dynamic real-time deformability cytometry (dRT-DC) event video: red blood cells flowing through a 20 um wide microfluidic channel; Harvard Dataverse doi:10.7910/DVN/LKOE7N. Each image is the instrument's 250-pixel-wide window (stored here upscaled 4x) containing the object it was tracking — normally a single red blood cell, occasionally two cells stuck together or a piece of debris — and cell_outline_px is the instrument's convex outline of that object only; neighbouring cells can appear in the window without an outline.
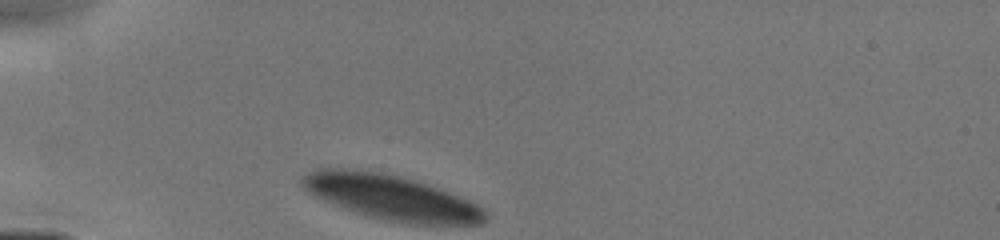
{"species": "human", "species_latin": "Homo sapiens", "temperature_condition": "cold", "stored_images_in_passage": 44, "camera_frame_rate_fps": 3000, "um_per_image_px": 0.085, "donor": {"sex": "male"}, "frame": {"image": 1, "passage_image": 1, "time_ms": 0.0, "image_size_px": [1000, 240], "cell_outline_px": [[488, 220], [484, 224], [408, 224], [384, 220], [368, 216], [340, 208], [308, 192], [300, 184], [300, 176], [308, 172], [320, 168], [352, 168], [380, 172], [400, 176], [416, 180], [440, 188], [468, 200], [484, 208], [488, 212]], "centroid_in_image_um": [33.25, 16.78], "position_along_channel_um": 51.7, "area_um2": 48.55}}
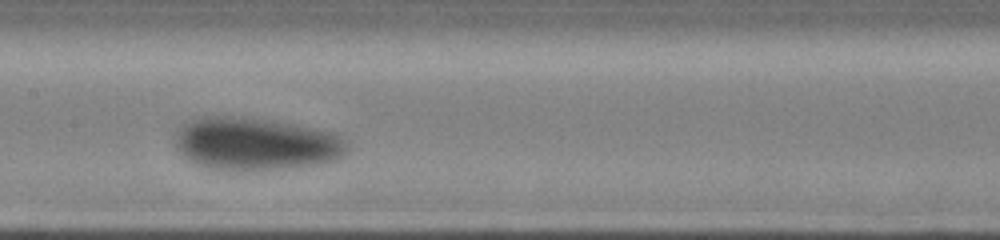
{"frame": {"image": 2, "passage_image": 25, "time_ms": 3.667, "image_size_px": [1000, 240], "cell_outline_px": [[348, 148], [336, 160], [288, 168], [208, 168], [196, 164], [184, 156], [176, 148], [176, 136], [180, 124], [184, 120], [200, 116], [248, 116], [336, 132], [348, 140]], "centroid_in_image_um": [21.72, 12.17], "position_along_channel_um": 185.7, "area_um2": 52.6}}
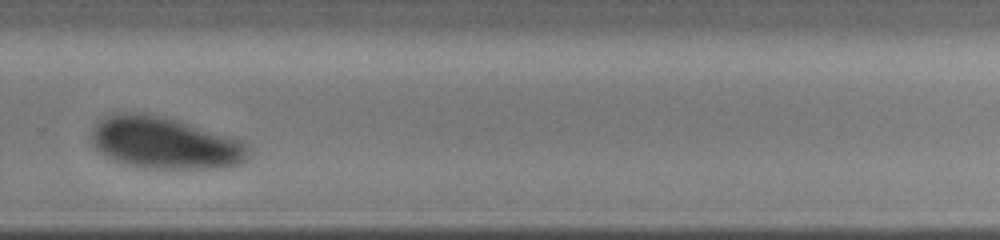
{"frame": {"image": 3, "passage_image": 39, "time_ms": 6.667, "image_size_px": [1000, 240], "cell_outline_px": [[252, 152], [248, 160], [244, 164], [224, 168], [144, 168], [124, 164], [104, 156], [92, 144], [92, 128], [96, 120], [112, 112], [144, 112], [180, 120], [244, 140], [248, 144]], "centroid_in_image_um": [14.05, 12.13], "position_along_channel_um": 315.7, "area_um2": 48.84}}